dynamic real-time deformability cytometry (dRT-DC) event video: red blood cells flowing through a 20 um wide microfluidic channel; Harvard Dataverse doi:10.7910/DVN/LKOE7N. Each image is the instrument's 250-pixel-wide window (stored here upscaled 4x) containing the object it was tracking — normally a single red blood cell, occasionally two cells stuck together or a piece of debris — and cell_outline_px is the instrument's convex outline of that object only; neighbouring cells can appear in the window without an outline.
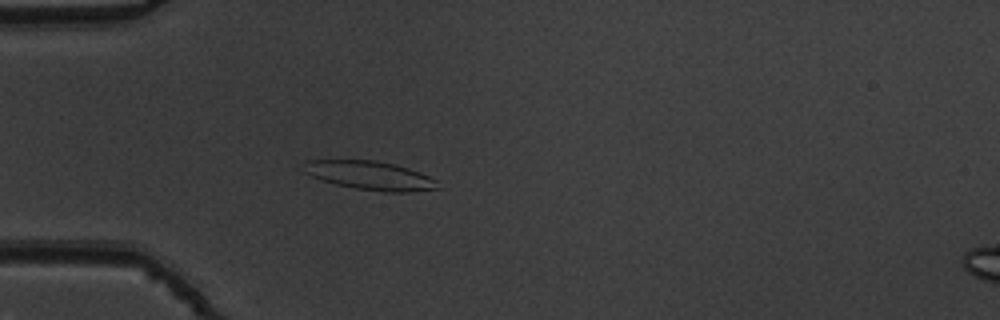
{"species": "common noctule bat (a hibernating species)", "species_latin": "Nyctalus noctula", "temperature_condition": "warm", "stored_images_in_passage": 53, "camera_frame_rate_fps": 3000, "um_per_image_px": 0.085, "animal": {"sex": "male", "body_mass_g": 19.5, "forearm_length_mm": 54.6}, "frame": {"image": 1, "passage_image": 16, "time_ms": 5.0, "image_size_px": [1000, 320], "cell_outline_px": [[436, 188], [408, 192], [384, 192], [356, 188], [336, 184], [312, 176], [296, 168], [304, 160], [376, 160], [396, 164], [420, 172], [436, 180]], "centroid_in_image_um": [31.34, 14.89], "position_along_channel_um": 53.7, "area_um2": 22.54}}
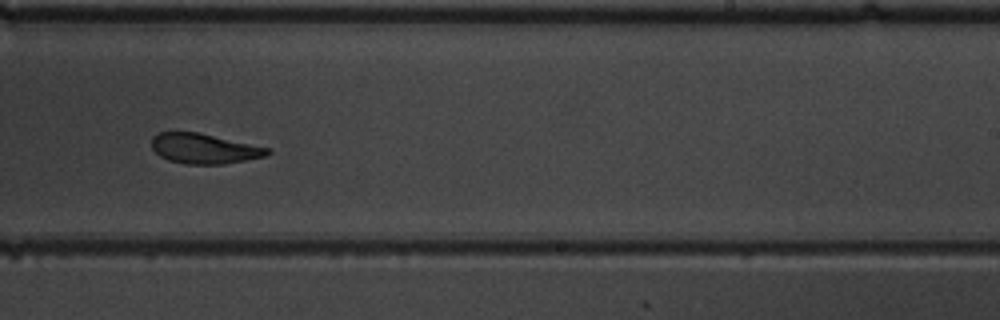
{"frame": {"image": 2, "passage_image": 34, "time_ms": 11.0, "image_size_px": [1000, 320], "cell_outline_px": [[272, 152], [264, 156], [224, 164], [184, 164], [168, 160], [160, 156], [152, 148], [152, 136], [156, 132], [200, 132], [268, 148]], "centroid_in_image_um": [17.31, 12.62], "position_along_channel_um": 271.7, "area_um2": 20.23}}
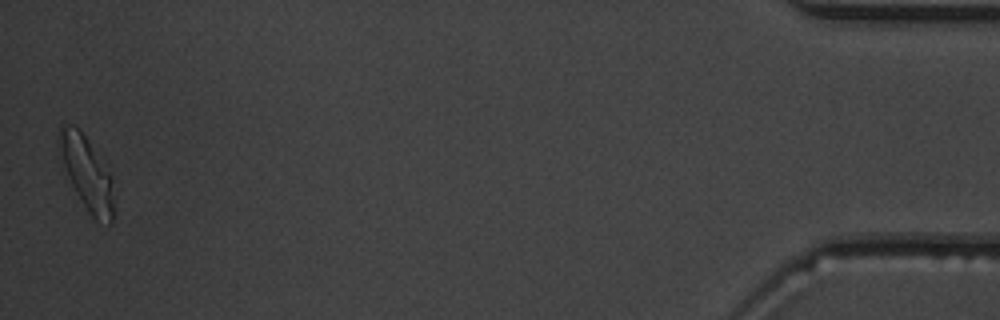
{"frame": {"image": 3, "passage_image": 53, "time_ms": 17.333, "image_size_px": [1000, 320], "cell_outline_px": [[112, 224], [108, 224], [96, 220], [88, 212], [76, 192], [68, 176], [56, 144], [56, 136], [60, 124], [72, 124], [84, 136], [112, 176]], "centroid_in_image_um": [7.32, 14.68], "position_along_channel_um": 427.9, "area_um2": 22.89}, "authors_computed_cell_mechanics": {"area_um2": 22.253, "velocity_mm_per_s": 3.8122, "shape_relaxation_time_tau1_ms": 4.2507, "shape_relaxation_time_tau2_ms": 2.7652, "deformation_change_tau1": 0.1731, "deformation_change_tau2": 0.0896}}